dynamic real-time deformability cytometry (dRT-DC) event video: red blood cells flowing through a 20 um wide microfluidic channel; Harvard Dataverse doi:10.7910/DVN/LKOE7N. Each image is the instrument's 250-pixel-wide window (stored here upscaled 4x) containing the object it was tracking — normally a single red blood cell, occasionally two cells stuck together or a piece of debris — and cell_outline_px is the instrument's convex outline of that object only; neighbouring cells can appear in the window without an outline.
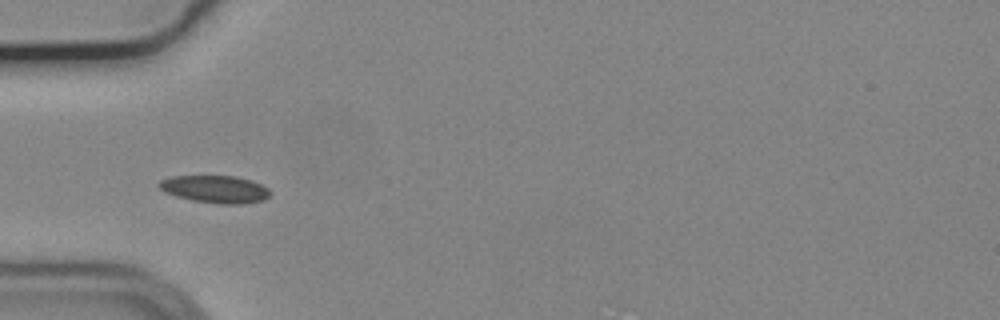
{"species": "common noctule bat (a hibernating species)", "species_latin": "Nyctalus noctula", "temperature_condition": "cold", "stored_images_in_passage": 13, "camera_frame_rate_fps": 3000, "um_per_image_px": 0.085, "animal": {"sex": "male", "body_mass_g": 19.2, "forearm_length_mm": 51.8}, "frame": {"image": 1, "passage_image": 3, "time_ms": 0.667, "image_size_px": [1000, 320], "cell_outline_px": [[272, 192], [264, 200], [244, 204], [216, 204], [192, 200], [176, 196], [164, 192], [156, 184], [160, 180], [172, 176], [236, 176], [252, 180], [268, 188]], "centroid_in_image_um": [18.29, 16.08], "position_along_channel_um": 66.7, "area_um2": 17.98}}